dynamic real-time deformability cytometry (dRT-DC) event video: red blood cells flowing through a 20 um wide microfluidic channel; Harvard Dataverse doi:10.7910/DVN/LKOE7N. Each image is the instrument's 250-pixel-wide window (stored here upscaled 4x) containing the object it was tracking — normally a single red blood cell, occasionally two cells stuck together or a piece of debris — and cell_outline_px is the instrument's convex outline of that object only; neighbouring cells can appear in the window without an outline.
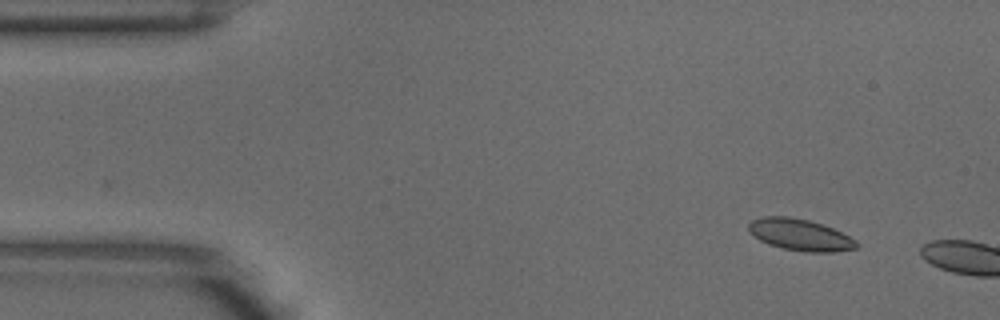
{"species": "common noctule bat (a hibernating species)", "species_latin": "Nyctalus noctula", "temperature_condition": "warm", "stored_images_in_passage": 3, "camera_frame_rate_fps": 3000, "um_per_image_px": 0.085, "animal": {"sex": "male", "body_mass_g": 18.8}, "frame": {"image": 1, "passage_image": 2, "time_ms": 0.333, "image_size_px": [1000, 320], "cell_outline_px": [[860, 244], [856, 248], [836, 252], [804, 252], [784, 248], [768, 244], [760, 240], [748, 232], [748, 224], [752, 220], [760, 216], [788, 216], [808, 220], [832, 228], [856, 240]], "centroid_in_image_um": [67.98, 19.96], "position_along_channel_um": 17.0, "area_um2": 19.88}}